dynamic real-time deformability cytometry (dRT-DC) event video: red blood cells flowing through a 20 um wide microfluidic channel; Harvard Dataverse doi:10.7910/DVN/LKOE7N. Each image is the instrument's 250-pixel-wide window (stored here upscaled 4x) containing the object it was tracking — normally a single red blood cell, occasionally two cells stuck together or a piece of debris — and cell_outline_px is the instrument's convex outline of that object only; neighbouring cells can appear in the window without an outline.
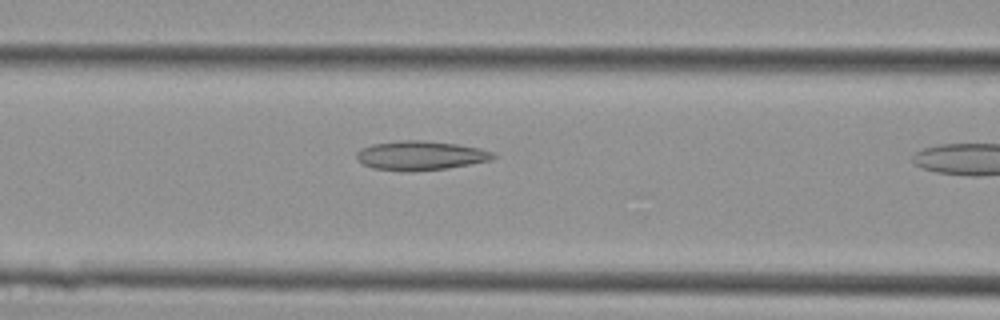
{"species": "Egyptian fruit bat (a non-hibernating species)", "species_latin": "Rousettus aegyptiacus", "temperature_condition": "cold", "stored_images_in_passage": 10, "camera_frame_rate_fps": 3000, "um_per_image_px": 0.085, "animal": {"sex": "female"}, "frame": {"image": 1, "passage_image": 9, "time_ms": 2.667, "image_size_px": [1000, 320], "cell_outline_px": [[496, 156], [488, 160], [468, 164], [444, 168], [408, 172], [404, 172], [372, 168], [356, 160], [356, 152], [360, 148], [372, 144], [400, 140], [420, 140], [456, 144], [480, 148], [496, 152]], "centroid_in_image_um": [35.68, 13.22], "position_along_channel_um": 130.9, "area_um2": 23.24}}